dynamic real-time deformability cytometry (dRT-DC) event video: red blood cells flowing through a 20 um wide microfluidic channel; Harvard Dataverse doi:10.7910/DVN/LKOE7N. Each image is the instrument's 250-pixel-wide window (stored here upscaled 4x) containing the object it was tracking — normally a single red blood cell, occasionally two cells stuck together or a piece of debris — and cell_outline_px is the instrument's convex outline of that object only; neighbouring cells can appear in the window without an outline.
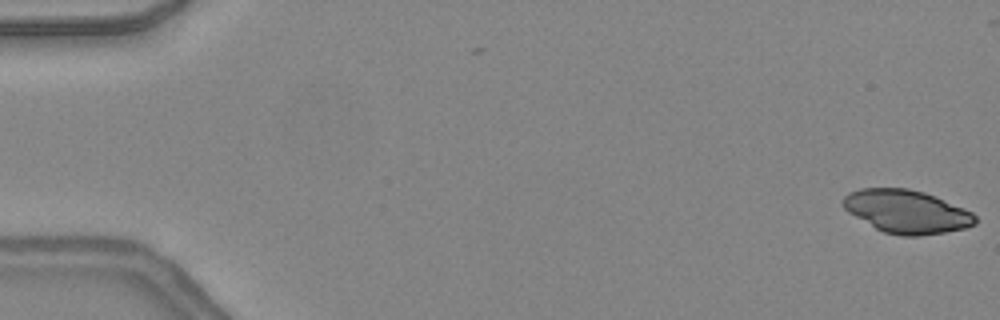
{"species": "common noctule bat (a hibernating species)", "species_latin": "Nyctalus noctula", "temperature_condition": "warm", "stored_images_in_passage": 2, "camera_frame_rate_fps": 3000, "um_per_image_px": 0.085, "animal": {"sex": "female", "body_mass_g": 24.6, "forearm_length_mm": 56.2}, "frame": {"image": 1, "passage_image": 2, "time_ms": 0.333, "image_size_px": [1000, 320], "cell_outline_px": [[976, 224], [964, 228], [944, 232], [920, 236], [900, 236], [884, 232], [876, 228], [848, 212], [844, 208], [844, 196], [848, 192], [860, 188], [908, 188], [924, 192], [936, 196], [964, 208], [972, 212], [976, 216]], "centroid_in_image_um": [77.08, 17.98], "position_along_channel_um": 7.9, "area_um2": 33.18}}